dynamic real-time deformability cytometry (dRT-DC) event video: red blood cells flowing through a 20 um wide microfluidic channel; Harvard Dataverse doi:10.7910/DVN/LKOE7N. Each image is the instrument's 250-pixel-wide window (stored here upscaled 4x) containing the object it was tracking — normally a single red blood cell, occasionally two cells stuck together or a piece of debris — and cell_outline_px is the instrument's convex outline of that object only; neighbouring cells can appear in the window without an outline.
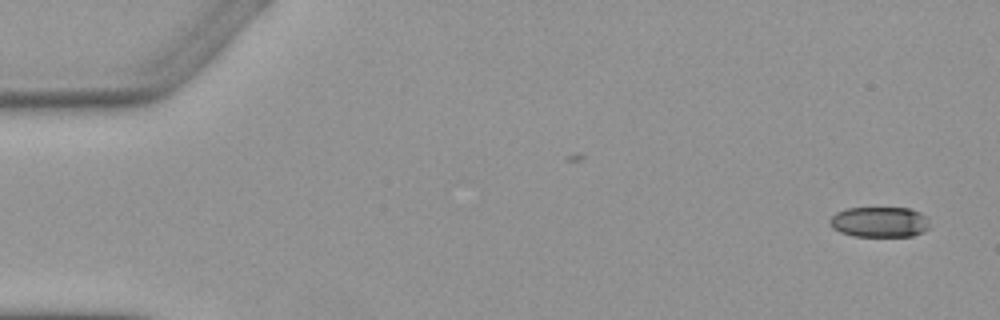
{"species": "Egyptian fruit bat (a non-hibernating species)", "species_latin": "Rousettus aegyptiacus", "temperature_condition": "warm", "stored_images_in_passage": 5, "camera_frame_rate_fps": 3000, "um_per_image_px": 0.085, "animal": {"sex": "female"}, "frame": {"image": 1, "passage_image": 1, "time_ms": 0.0, "image_size_px": [1000, 320], "cell_outline_px": [[928, 228], [924, 232], [912, 236], [852, 236], [840, 232], [832, 228], [828, 224], [828, 220], [836, 212], [844, 208], [908, 208], [920, 212], [928, 216]], "centroid_in_image_um": [74.74, 18.87], "position_along_channel_um": 10.3, "area_um2": 17.98}}
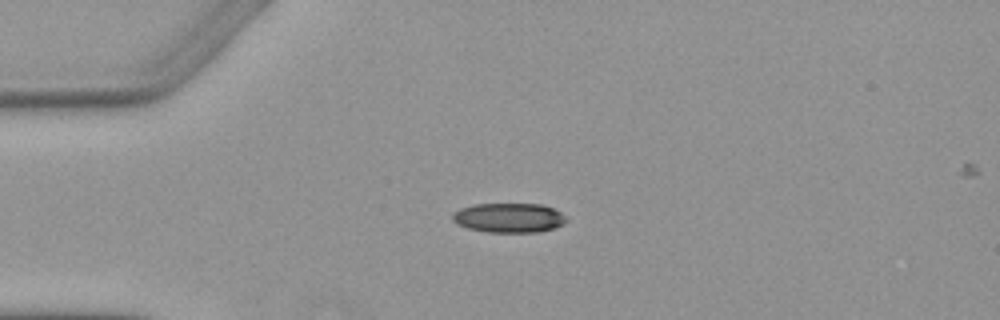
{"frame": {"image": 2, "passage_image": 4, "time_ms": 3.667, "image_size_px": [1000, 320], "cell_outline_px": [[568, 220], [564, 224], [556, 228], [540, 232], [488, 232], [468, 228], [456, 224], [452, 220], [452, 212], [460, 208], [472, 204], [544, 204], [560, 212]], "centroid_in_image_um": [43.25, 18.51], "position_along_channel_um": 41.7, "area_um2": 19.83}}